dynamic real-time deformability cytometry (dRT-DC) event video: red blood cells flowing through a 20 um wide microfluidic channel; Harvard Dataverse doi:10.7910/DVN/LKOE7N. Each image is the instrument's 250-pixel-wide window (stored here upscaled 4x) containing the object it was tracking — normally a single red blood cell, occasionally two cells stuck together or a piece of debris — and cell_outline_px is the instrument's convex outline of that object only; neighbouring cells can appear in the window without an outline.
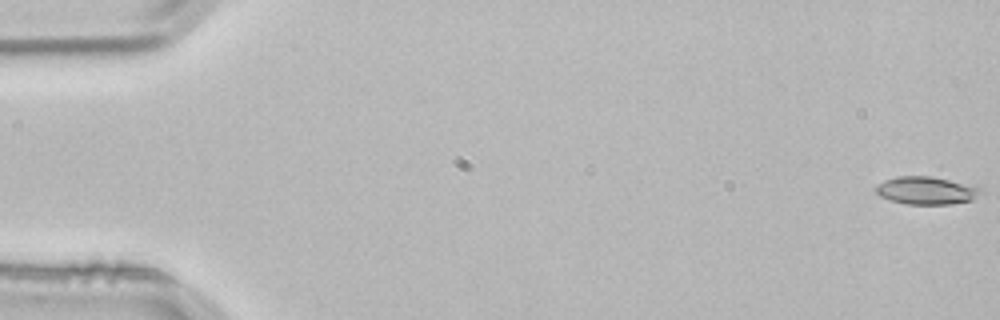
{"species": "common noctule bat (a hibernating species)", "species_latin": "Nyctalus noctula", "temperature_condition": "room temperature", "stored_images_in_passage": 4, "camera_frame_rate_fps": 3000, "um_per_image_px": 0.085, "animal": {"sex": "male", "body_mass_g": 21.5, "forearm_length_mm": 52.0}, "frame": {"image": 1, "passage_image": 1, "time_ms": 0.0, "image_size_px": [1000, 320], "cell_outline_px": [[984, 192], [972, 200], [952, 204], [908, 204], [892, 200], [880, 196], [872, 188], [876, 184], [884, 180], [900, 176], [932, 176], [984, 188]], "centroid_in_image_um": [78.75, 16.19], "position_along_channel_um": 6.3, "area_um2": 17.11}}
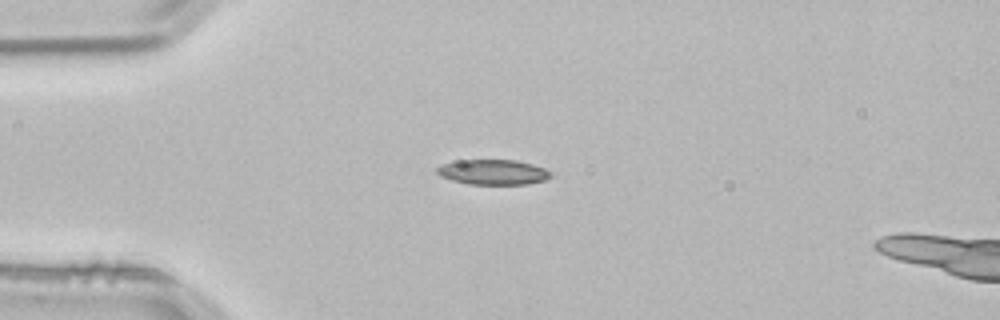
{"frame": {"image": 2, "passage_image": 3, "time_ms": 0.667, "image_size_px": [1000, 320], "cell_outline_px": [[552, 176], [544, 180], [528, 184], [468, 184], [452, 180], [440, 176], [436, 172], [436, 168], [444, 164], [456, 160], [516, 160], [532, 164], [544, 168], [552, 172]], "centroid_in_image_um": [41.92, 14.63], "position_along_channel_um": 43.1, "area_um2": 16.65}}